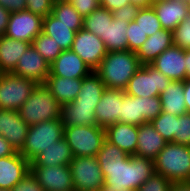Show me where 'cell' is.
Wrapping results in <instances>:
<instances>
[{
	"instance_id": "49",
	"label": "cell",
	"mask_w": 190,
	"mask_h": 191,
	"mask_svg": "<svg viewBox=\"0 0 190 191\" xmlns=\"http://www.w3.org/2000/svg\"><path fill=\"white\" fill-rule=\"evenodd\" d=\"M15 152L10 143L0 135V158L13 155Z\"/></svg>"
},
{
	"instance_id": "51",
	"label": "cell",
	"mask_w": 190,
	"mask_h": 191,
	"mask_svg": "<svg viewBox=\"0 0 190 191\" xmlns=\"http://www.w3.org/2000/svg\"><path fill=\"white\" fill-rule=\"evenodd\" d=\"M170 191H190V182L173 183Z\"/></svg>"
},
{
	"instance_id": "42",
	"label": "cell",
	"mask_w": 190,
	"mask_h": 191,
	"mask_svg": "<svg viewBox=\"0 0 190 191\" xmlns=\"http://www.w3.org/2000/svg\"><path fill=\"white\" fill-rule=\"evenodd\" d=\"M53 3L52 0H26V10L44 18L52 12Z\"/></svg>"
},
{
	"instance_id": "23",
	"label": "cell",
	"mask_w": 190,
	"mask_h": 191,
	"mask_svg": "<svg viewBox=\"0 0 190 191\" xmlns=\"http://www.w3.org/2000/svg\"><path fill=\"white\" fill-rule=\"evenodd\" d=\"M106 140L129 155H135L137 149L138 126L117 122L106 129Z\"/></svg>"
},
{
	"instance_id": "9",
	"label": "cell",
	"mask_w": 190,
	"mask_h": 191,
	"mask_svg": "<svg viewBox=\"0 0 190 191\" xmlns=\"http://www.w3.org/2000/svg\"><path fill=\"white\" fill-rule=\"evenodd\" d=\"M38 84L13 73H0V109L18 110Z\"/></svg>"
},
{
	"instance_id": "15",
	"label": "cell",
	"mask_w": 190,
	"mask_h": 191,
	"mask_svg": "<svg viewBox=\"0 0 190 191\" xmlns=\"http://www.w3.org/2000/svg\"><path fill=\"white\" fill-rule=\"evenodd\" d=\"M125 91L121 89H105L95 107L97 125L106 129L108 126L121 122L122 98Z\"/></svg>"
},
{
	"instance_id": "32",
	"label": "cell",
	"mask_w": 190,
	"mask_h": 191,
	"mask_svg": "<svg viewBox=\"0 0 190 191\" xmlns=\"http://www.w3.org/2000/svg\"><path fill=\"white\" fill-rule=\"evenodd\" d=\"M112 20V12L99 6L92 13L84 17L83 28L94 33L103 40L105 38L108 23H112Z\"/></svg>"
},
{
	"instance_id": "45",
	"label": "cell",
	"mask_w": 190,
	"mask_h": 191,
	"mask_svg": "<svg viewBox=\"0 0 190 191\" xmlns=\"http://www.w3.org/2000/svg\"><path fill=\"white\" fill-rule=\"evenodd\" d=\"M139 9L140 7L138 5L129 4L112 11V16H113V19H123L127 22H132L137 16Z\"/></svg>"
},
{
	"instance_id": "12",
	"label": "cell",
	"mask_w": 190,
	"mask_h": 191,
	"mask_svg": "<svg viewBox=\"0 0 190 191\" xmlns=\"http://www.w3.org/2000/svg\"><path fill=\"white\" fill-rule=\"evenodd\" d=\"M71 50L75 52L92 71H95L108 53L104 42L94 33L81 28L76 32Z\"/></svg>"
},
{
	"instance_id": "57",
	"label": "cell",
	"mask_w": 190,
	"mask_h": 191,
	"mask_svg": "<svg viewBox=\"0 0 190 191\" xmlns=\"http://www.w3.org/2000/svg\"><path fill=\"white\" fill-rule=\"evenodd\" d=\"M0 191H12L10 189L0 188Z\"/></svg>"
},
{
	"instance_id": "46",
	"label": "cell",
	"mask_w": 190,
	"mask_h": 191,
	"mask_svg": "<svg viewBox=\"0 0 190 191\" xmlns=\"http://www.w3.org/2000/svg\"><path fill=\"white\" fill-rule=\"evenodd\" d=\"M0 4L10 12L26 10V0H0Z\"/></svg>"
},
{
	"instance_id": "16",
	"label": "cell",
	"mask_w": 190,
	"mask_h": 191,
	"mask_svg": "<svg viewBox=\"0 0 190 191\" xmlns=\"http://www.w3.org/2000/svg\"><path fill=\"white\" fill-rule=\"evenodd\" d=\"M150 65L172 81L186 79L185 50L175 45L164 50Z\"/></svg>"
},
{
	"instance_id": "38",
	"label": "cell",
	"mask_w": 190,
	"mask_h": 191,
	"mask_svg": "<svg viewBox=\"0 0 190 191\" xmlns=\"http://www.w3.org/2000/svg\"><path fill=\"white\" fill-rule=\"evenodd\" d=\"M174 143L190 147V113L176 116Z\"/></svg>"
},
{
	"instance_id": "41",
	"label": "cell",
	"mask_w": 190,
	"mask_h": 191,
	"mask_svg": "<svg viewBox=\"0 0 190 191\" xmlns=\"http://www.w3.org/2000/svg\"><path fill=\"white\" fill-rule=\"evenodd\" d=\"M173 183L161 174L154 173L137 191H170Z\"/></svg>"
},
{
	"instance_id": "6",
	"label": "cell",
	"mask_w": 190,
	"mask_h": 191,
	"mask_svg": "<svg viewBox=\"0 0 190 191\" xmlns=\"http://www.w3.org/2000/svg\"><path fill=\"white\" fill-rule=\"evenodd\" d=\"M64 126L61 119L44 121L29 126L26 142L19 152L31 162L43 149L55 145V142L63 138Z\"/></svg>"
},
{
	"instance_id": "30",
	"label": "cell",
	"mask_w": 190,
	"mask_h": 191,
	"mask_svg": "<svg viewBox=\"0 0 190 191\" xmlns=\"http://www.w3.org/2000/svg\"><path fill=\"white\" fill-rule=\"evenodd\" d=\"M61 122L63 126L97 125L95 108L77 107L73 101L62 105Z\"/></svg>"
},
{
	"instance_id": "24",
	"label": "cell",
	"mask_w": 190,
	"mask_h": 191,
	"mask_svg": "<svg viewBox=\"0 0 190 191\" xmlns=\"http://www.w3.org/2000/svg\"><path fill=\"white\" fill-rule=\"evenodd\" d=\"M83 25H66L51 13L43 18L42 32L53 38L62 50H71L74 37Z\"/></svg>"
},
{
	"instance_id": "53",
	"label": "cell",
	"mask_w": 190,
	"mask_h": 191,
	"mask_svg": "<svg viewBox=\"0 0 190 191\" xmlns=\"http://www.w3.org/2000/svg\"><path fill=\"white\" fill-rule=\"evenodd\" d=\"M130 2H131V4L138 5L140 8L151 6L150 0H130Z\"/></svg>"
},
{
	"instance_id": "47",
	"label": "cell",
	"mask_w": 190,
	"mask_h": 191,
	"mask_svg": "<svg viewBox=\"0 0 190 191\" xmlns=\"http://www.w3.org/2000/svg\"><path fill=\"white\" fill-rule=\"evenodd\" d=\"M129 4H131L130 0H100V6L111 12Z\"/></svg>"
},
{
	"instance_id": "28",
	"label": "cell",
	"mask_w": 190,
	"mask_h": 191,
	"mask_svg": "<svg viewBox=\"0 0 190 191\" xmlns=\"http://www.w3.org/2000/svg\"><path fill=\"white\" fill-rule=\"evenodd\" d=\"M106 89L100 76L92 71L89 75L82 78V86L74 102L77 107L95 108Z\"/></svg>"
},
{
	"instance_id": "10",
	"label": "cell",
	"mask_w": 190,
	"mask_h": 191,
	"mask_svg": "<svg viewBox=\"0 0 190 191\" xmlns=\"http://www.w3.org/2000/svg\"><path fill=\"white\" fill-rule=\"evenodd\" d=\"M74 191H100L104 176L96 157H73L69 163Z\"/></svg>"
},
{
	"instance_id": "34",
	"label": "cell",
	"mask_w": 190,
	"mask_h": 191,
	"mask_svg": "<svg viewBox=\"0 0 190 191\" xmlns=\"http://www.w3.org/2000/svg\"><path fill=\"white\" fill-rule=\"evenodd\" d=\"M32 46L42 57L48 62L52 63L63 51L58 43L47 34L41 32L32 41Z\"/></svg>"
},
{
	"instance_id": "21",
	"label": "cell",
	"mask_w": 190,
	"mask_h": 191,
	"mask_svg": "<svg viewBox=\"0 0 190 191\" xmlns=\"http://www.w3.org/2000/svg\"><path fill=\"white\" fill-rule=\"evenodd\" d=\"M168 142L155 130L151 122L138 126L137 149L135 156L155 160Z\"/></svg>"
},
{
	"instance_id": "19",
	"label": "cell",
	"mask_w": 190,
	"mask_h": 191,
	"mask_svg": "<svg viewBox=\"0 0 190 191\" xmlns=\"http://www.w3.org/2000/svg\"><path fill=\"white\" fill-rule=\"evenodd\" d=\"M30 172V162L19 152L0 158V188L12 189Z\"/></svg>"
},
{
	"instance_id": "4",
	"label": "cell",
	"mask_w": 190,
	"mask_h": 191,
	"mask_svg": "<svg viewBox=\"0 0 190 191\" xmlns=\"http://www.w3.org/2000/svg\"><path fill=\"white\" fill-rule=\"evenodd\" d=\"M62 104L57 101L45 84H38L29 98L17 110L28 125L61 118Z\"/></svg>"
},
{
	"instance_id": "44",
	"label": "cell",
	"mask_w": 190,
	"mask_h": 191,
	"mask_svg": "<svg viewBox=\"0 0 190 191\" xmlns=\"http://www.w3.org/2000/svg\"><path fill=\"white\" fill-rule=\"evenodd\" d=\"M12 191H45L36 178L29 172L12 189Z\"/></svg>"
},
{
	"instance_id": "11",
	"label": "cell",
	"mask_w": 190,
	"mask_h": 191,
	"mask_svg": "<svg viewBox=\"0 0 190 191\" xmlns=\"http://www.w3.org/2000/svg\"><path fill=\"white\" fill-rule=\"evenodd\" d=\"M43 17L28 10L11 12L5 36L32 44L36 36L42 32Z\"/></svg>"
},
{
	"instance_id": "43",
	"label": "cell",
	"mask_w": 190,
	"mask_h": 191,
	"mask_svg": "<svg viewBox=\"0 0 190 191\" xmlns=\"http://www.w3.org/2000/svg\"><path fill=\"white\" fill-rule=\"evenodd\" d=\"M84 18L100 6V0H68Z\"/></svg>"
},
{
	"instance_id": "27",
	"label": "cell",
	"mask_w": 190,
	"mask_h": 191,
	"mask_svg": "<svg viewBox=\"0 0 190 191\" xmlns=\"http://www.w3.org/2000/svg\"><path fill=\"white\" fill-rule=\"evenodd\" d=\"M31 43L0 36V73H12Z\"/></svg>"
},
{
	"instance_id": "31",
	"label": "cell",
	"mask_w": 190,
	"mask_h": 191,
	"mask_svg": "<svg viewBox=\"0 0 190 191\" xmlns=\"http://www.w3.org/2000/svg\"><path fill=\"white\" fill-rule=\"evenodd\" d=\"M129 22L123 19H113L108 23L105 38L102 40L108 52L128 50L127 27Z\"/></svg>"
},
{
	"instance_id": "13",
	"label": "cell",
	"mask_w": 190,
	"mask_h": 191,
	"mask_svg": "<svg viewBox=\"0 0 190 191\" xmlns=\"http://www.w3.org/2000/svg\"><path fill=\"white\" fill-rule=\"evenodd\" d=\"M30 172L45 191H74L69 165L30 166Z\"/></svg>"
},
{
	"instance_id": "36",
	"label": "cell",
	"mask_w": 190,
	"mask_h": 191,
	"mask_svg": "<svg viewBox=\"0 0 190 191\" xmlns=\"http://www.w3.org/2000/svg\"><path fill=\"white\" fill-rule=\"evenodd\" d=\"M134 21L148 37L156 33L158 30L163 29L154 9L151 6L141 7L138 10Z\"/></svg>"
},
{
	"instance_id": "5",
	"label": "cell",
	"mask_w": 190,
	"mask_h": 191,
	"mask_svg": "<svg viewBox=\"0 0 190 191\" xmlns=\"http://www.w3.org/2000/svg\"><path fill=\"white\" fill-rule=\"evenodd\" d=\"M63 137L74 157H96L106 140V131L98 125L65 126Z\"/></svg>"
},
{
	"instance_id": "54",
	"label": "cell",
	"mask_w": 190,
	"mask_h": 191,
	"mask_svg": "<svg viewBox=\"0 0 190 191\" xmlns=\"http://www.w3.org/2000/svg\"><path fill=\"white\" fill-rule=\"evenodd\" d=\"M119 191H137V190L136 189L125 188V189H120Z\"/></svg>"
},
{
	"instance_id": "20",
	"label": "cell",
	"mask_w": 190,
	"mask_h": 191,
	"mask_svg": "<svg viewBox=\"0 0 190 191\" xmlns=\"http://www.w3.org/2000/svg\"><path fill=\"white\" fill-rule=\"evenodd\" d=\"M164 30L173 31L188 15L186 0H164L151 4Z\"/></svg>"
},
{
	"instance_id": "14",
	"label": "cell",
	"mask_w": 190,
	"mask_h": 191,
	"mask_svg": "<svg viewBox=\"0 0 190 191\" xmlns=\"http://www.w3.org/2000/svg\"><path fill=\"white\" fill-rule=\"evenodd\" d=\"M12 73L33 80L37 84H44L50 74V63L31 44L21 55Z\"/></svg>"
},
{
	"instance_id": "29",
	"label": "cell",
	"mask_w": 190,
	"mask_h": 191,
	"mask_svg": "<svg viewBox=\"0 0 190 191\" xmlns=\"http://www.w3.org/2000/svg\"><path fill=\"white\" fill-rule=\"evenodd\" d=\"M162 112L175 116L187 113L183 81H171L168 87L160 94Z\"/></svg>"
},
{
	"instance_id": "3",
	"label": "cell",
	"mask_w": 190,
	"mask_h": 191,
	"mask_svg": "<svg viewBox=\"0 0 190 191\" xmlns=\"http://www.w3.org/2000/svg\"><path fill=\"white\" fill-rule=\"evenodd\" d=\"M155 173L172 183L190 182V147L169 142L154 160Z\"/></svg>"
},
{
	"instance_id": "40",
	"label": "cell",
	"mask_w": 190,
	"mask_h": 191,
	"mask_svg": "<svg viewBox=\"0 0 190 191\" xmlns=\"http://www.w3.org/2000/svg\"><path fill=\"white\" fill-rule=\"evenodd\" d=\"M128 50L137 52L142 44L147 40V34H144L139 25L135 22H129L127 27Z\"/></svg>"
},
{
	"instance_id": "48",
	"label": "cell",
	"mask_w": 190,
	"mask_h": 191,
	"mask_svg": "<svg viewBox=\"0 0 190 191\" xmlns=\"http://www.w3.org/2000/svg\"><path fill=\"white\" fill-rule=\"evenodd\" d=\"M10 14L11 12L0 4V36L6 32Z\"/></svg>"
},
{
	"instance_id": "52",
	"label": "cell",
	"mask_w": 190,
	"mask_h": 191,
	"mask_svg": "<svg viewBox=\"0 0 190 191\" xmlns=\"http://www.w3.org/2000/svg\"><path fill=\"white\" fill-rule=\"evenodd\" d=\"M186 79H190V50H185Z\"/></svg>"
},
{
	"instance_id": "50",
	"label": "cell",
	"mask_w": 190,
	"mask_h": 191,
	"mask_svg": "<svg viewBox=\"0 0 190 191\" xmlns=\"http://www.w3.org/2000/svg\"><path fill=\"white\" fill-rule=\"evenodd\" d=\"M184 87V99L187 113H190V79H185L183 81Z\"/></svg>"
},
{
	"instance_id": "22",
	"label": "cell",
	"mask_w": 190,
	"mask_h": 191,
	"mask_svg": "<svg viewBox=\"0 0 190 191\" xmlns=\"http://www.w3.org/2000/svg\"><path fill=\"white\" fill-rule=\"evenodd\" d=\"M173 32L158 30L136 52L141 65H150L164 50L173 46Z\"/></svg>"
},
{
	"instance_id": "7",
	"label": "cell",
	"mask_w": 190,
	"mask_h": 191,
	"mask_svg": "<svg viewBox=\"0 0 190 191\" xmlns=\"http://www.w3.org/2000/svg\"><path fill=\"white\" fill-rule=\"evenodd\" d=\"M172 80L151 65H141L124 89L127 95L155 97L168 87Z\"/></svg>"
},
{
	"instance_id": "39",
	"label": "cell",
	"mask_w": 190,
	"mask_h": 191,
	"mask_svg": "<svg viewBox=\"0 0 190 191\" xmlns=\"http://www.w3.org/2000/svg\"><path fill=\"white\" fill-rule=\"evenodd\" d=\"M172 32L173 44L183 50H190V14Z\"/></svg>"
},
{
	"instance_id": "55",
	"label": "cell",
	"mask_w": 190,
	"mask_h": 191,
	"mask_svg": "<svg viewBox=\"0 0 190 191\" xmlns=\"http://www.w3.org/2000/svg\"><path fill=\"white\" fill-rule=\"evenodd\" d=\"M159 1H164V0H150L151 4H154V3L159 2Z\"/></svg>"
},
{
	"instance_id": "18",
	"label": "cell",
	"mask_w": 190,
	"mask_h": 191,
	"mask_svg": "<svg viewBox=\"0 0 190 191\" xmlns=\"http://www.w3.org/2000/svg\"><path fill=\"white\" fill-rule=\"evenodd\" d=\"M92 72L90 67L72 50H63L50 64L48 76L84 78Z\"/></svg>"
},
{
	"instance_id": "35",
	"label": "cell",
	"mask_w": 190,
	"mask_h": 191,
	"mask_svg": "<svg viewBox=\"0 0 190 191\" xmlns=\"http://www.w3.org/2000/svg\"><path fill=\"white\" fill-rule=\"evenodd\" d=\"M51 14L66 25H83L84 18L68 1L54 2Z\"/></svg>"
},
{
	"instance_id": "26",
	"label": "cell",
	"mask_w": 190,
	"mask_h": 191,
	"mask_svg": "<svg viewBox=\"0 0 190 191\" xmlns=\"http://www.w3.org/2000/svg\"><path fill=\"white\" fill-rule=\"evenodd\" d=\"M73 157L71 148L63 137L55 142V145L43 149V151L30 162V166L49 167L54 165H69Z\"/></svg>"
},
{
	"instance_id": "33",
	"label": "cell",
	"mask_w": 190,
	"mask_h": 191,
	"mask_svg": "<svg viewBox=\"0 0 190 191\" xmlns=\"http://www.w3.org/2000/svg\"><path fill=\"white\" fill-rule=\"evenodd\" d=\"M129 157V154L107 140L104 141L100 151L96 155L100 167L120 166Z\"/></svg>"
},
{
	"instance_id": "58",
	"label": "cell",
	"mask_w": 190,
	"mask_h": 191,
	"mask_svg": "<svg viewBox=\"0 0 190 191\" xmlns=\"http://www.w3.org/2000/svg\"><path fill=\"white\" fill-rule=\"evenodd\" d=\"M53 2H58V1H68V0H52Z\"/></svg>"
},
{
	"instance_id": "17",
	"label": "cell",
	"mask_w": 190,
	"mask_h": 191,
	"mask_svg": "<svg viewBox=\"0 0 190 191\" xmlns=\"http://www.w3.org/2000/svg\"><path fill=\"white\" fill-rule=\"evenodd\" d=\"M29 126L16 110L0 109V135L15 151L20 152L26 142Z\"/></svg>"
},
{
	"instance_id": "2",
	"label": "cell",
	"mask_w": 190,
	"mask_h": 191,
	"mask_svg": "<svg viewBox=\"0 0 190 191\" xmlns=\"http://www.w3.org/2000/svg\"><path fill=\"white\" fill-rule=\"evenodd\" d=\"M140 66L136 52L121 50L108 52L95 72L107 89L124 90Z\"/></svg>"
},
{
	"instance_id": "37",
	"label": "cell",
	"mask_w": 190,
	"mask_h": 191,
	"mask_svg": "<svg viewBox=\"0 0 190 191\" xmlns=\"http://www.w3.org/2000/svg\"><path fill=\"white\" fill-rule=\"evenodd\" d=\"M151 124L168 143L174 141V133L176 132L175 115L161 112L154 120L151 121Z\"/></svg>"
},
{
	"instance_id": "8",
	"label": "cell",
	"mask_w": 190,
	"mask_h": 191,
	"mask_svg": "<svg viewBox=\"0 0 190 191\" xmlns=\"http://www.w3.org/2000/svg\"><path fill=\"white\" fill-rule=\"evenodd\" d=\"M161 112L160 96L136 97L125 94L122 98L121 123L139 126L151 122Z\"/></svg>"
},
{
	"instance_id": "1",
	"label": "cell",
	"mask_w": 190,
	"mask_h": 191,
	"mask_svg": "<svg viewBox=\"0 0 190 191\" xmlns=\"http://www.w3.org/2000/svg\"><path fill=\"white\" fill-rule=\"evenodd\" d=\"M100 168L104 176L100 191L137 190L155 173L153 160L135 155H130L120 166Z\"/></svg>"
},
{
	"instance_id": "25",
	"label": "cell",
	"mask_w": 190,
	"mask_h": 191,
	"mask_svg": "<svg viewBox=\"0 0 190 191\" xmlns=\"http://www.w3.org/2000/svg\"><path fill=\"white\" fill-rule=\"evenodd\" d=\"M44 84L52 92L54 98L63 105L77 98L82 86V78L48 76Z\"/></svg>"
},
{
	"instance_id": "56",
	"label": "cell",
	"mask_w": 190,
	"mask_h": 191,
	"mask_svg": "<svg viewBox=\"0 0 190 191\" xmlns=\"http://www.w3.org/2000/svg\"><path fill=\"white\" fill-rule=\"evenodd\" d=\"M186 1H187L188 9H189V14H190V0H186Z\"/></svg>"
}]
</instances>
